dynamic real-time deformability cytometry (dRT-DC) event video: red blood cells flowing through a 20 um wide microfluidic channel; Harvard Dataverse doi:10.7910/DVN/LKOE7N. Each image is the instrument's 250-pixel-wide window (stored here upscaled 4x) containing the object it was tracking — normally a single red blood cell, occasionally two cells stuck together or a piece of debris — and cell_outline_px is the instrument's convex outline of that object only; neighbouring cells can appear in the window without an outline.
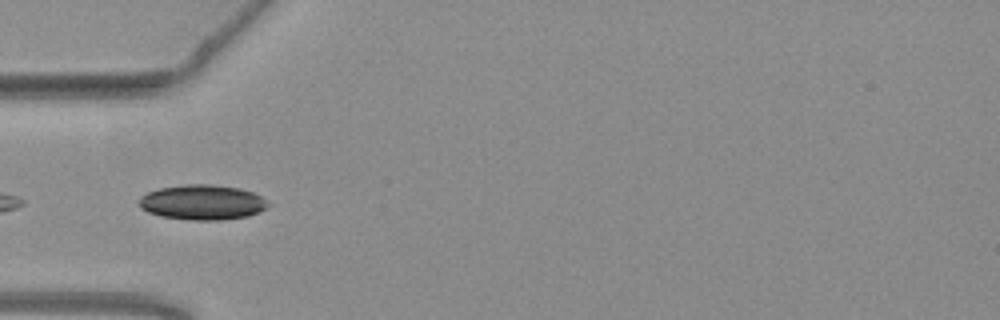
{"species": "common noctule bat (a hibernating species)", "species_latin": "Nyctalus noctula", "temperature_condition": "warm", "stored_images_in_passage": 11, "camera_frame_rate_fps": 3000, "um_per_image_px": 0.085, "animal": {"sex": "female", "body_mass_g": 19.3, "forearm_length_mm": 54.1}, "frame": {"image": 1, "passage_image": 2, "time_ms": 0.333, "image_size_px": [1000, 320], "cell_outline_px": [[272, 204], [248, 216], [220, 220], [192, 220], [160, 216], [148, 212], [140, 208], [140, 196], [148, 192], [160, 188], [184, 184], [208, 184], [240, 188], [252, 192], [260, 196]], "centroid_in_image_um": [17.19, 17.19], "position_along_channel_um": 67.8, "area_um2": 26.24}}
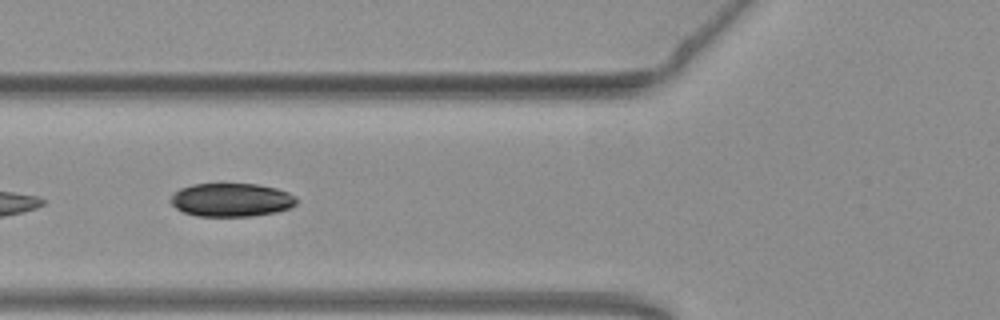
{"frame": {"image": 2, "passage_image": 5, "time_ms": 1.333, "image_size_px": [1000, 320], "cell_outline_px": [[296, 204], [292, 208], [276, 212], [252, 216], [196, 216], [184, 212], [176, 208], [168, 200], [180, 188], [192, 184], [256, 184], [276, 188], [288, 192], [296, 196]], "centroid_in_image_um": [19.68, 16.99], "position_along_channel_um": 106.1, "area_um2": 24.62}}